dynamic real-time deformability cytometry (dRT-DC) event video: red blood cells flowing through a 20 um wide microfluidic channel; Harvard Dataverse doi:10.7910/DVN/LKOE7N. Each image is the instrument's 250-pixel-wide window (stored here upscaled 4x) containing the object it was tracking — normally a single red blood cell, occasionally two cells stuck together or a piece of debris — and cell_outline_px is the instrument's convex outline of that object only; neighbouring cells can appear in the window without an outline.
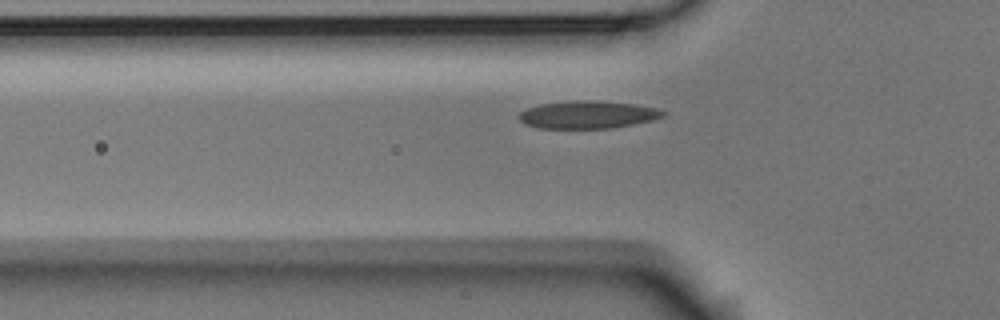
{"species": "Egyptian fruit bat (a non-hibernating species)", "species_latin": "Rousettus aegyptiacus", "temperature_condition": "room temperature", "stored_images_in_passage": 40, "camera_frame_rate_fps": 3000, "um_per_image_px": 0.085, "animal": {"sex": "male"}, "frame": {"image": 1, "passage_image": 8, "time_ms": 2.333, "image_size_px": [1000, 320], "cell_outline_px": [[668, 112], [664, 116], [652, 120], [612, 128], [536, 128], [524, 124], [516, 116], [520, 112], [528, 108], [540, 104], [576, 100], [596, 100], [636, 104], [660, 108]], "centroid_in_image_um": [49.98, 9.74], "position_along_channel_um": 75.8, "area_um2": 23.47}}
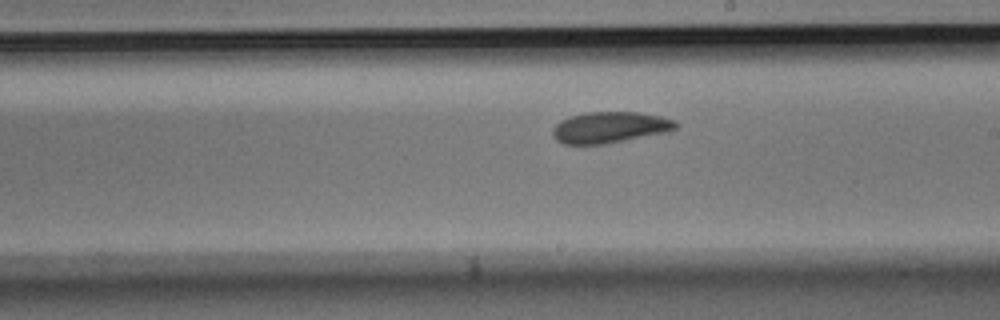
{"frame": {"image": 2, "passage_image": 21, "time_ms": 6.667, "image_size_px": [1000, 320], "cell_outline_px": [[676, 128], [668, 132], [608, 144], [564, 144], [556, 140], [552, 136], [552, 128], [560, 120], [584, 112], [640, 112], [660, 116], [676, 120]], "centroid_in_image_um": [51.83, 10.83], "position_along_channel_um": 237.2, "area_um2": 22.6}}
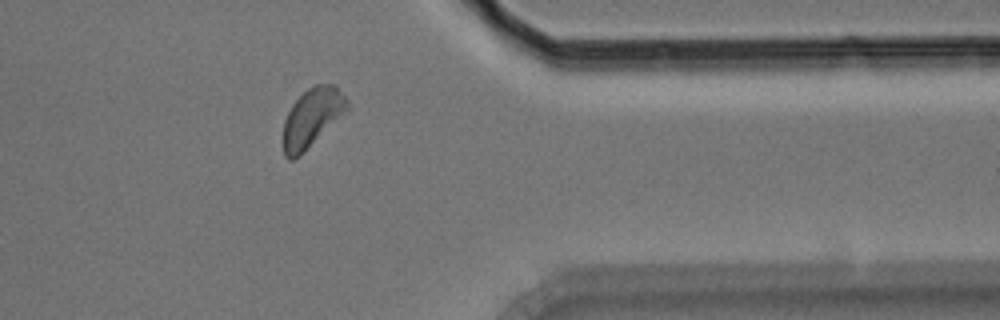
{"frame": {"image": 3, "passage_image": 34, "time_ms": 11.0, "image_size_px": [1000, 320], "cell_outline_px": [[348, 112], [300, 156], [292, 160], [288, 160], [284, 156], [284, 120], [292, 104], [308, 88], [316, 84], [336, 84], [348, 100]], "centroid_in_image_um": [26.56, 10.0], "position_along_channel_um": 384.8, "area_um2": 22.14}, "authors_computed_cell_mechanics": {"area_um2": 22.1085, "velocity_mm_per_s": 3.7052, "shape_relaxation_time_tau1_ms": 4.8966, "shape_relaxation_time_tau2_ms": 4.2564, "deformation_change_tau1": 0.1215, "deformation_change_tau2": 0.0877}}